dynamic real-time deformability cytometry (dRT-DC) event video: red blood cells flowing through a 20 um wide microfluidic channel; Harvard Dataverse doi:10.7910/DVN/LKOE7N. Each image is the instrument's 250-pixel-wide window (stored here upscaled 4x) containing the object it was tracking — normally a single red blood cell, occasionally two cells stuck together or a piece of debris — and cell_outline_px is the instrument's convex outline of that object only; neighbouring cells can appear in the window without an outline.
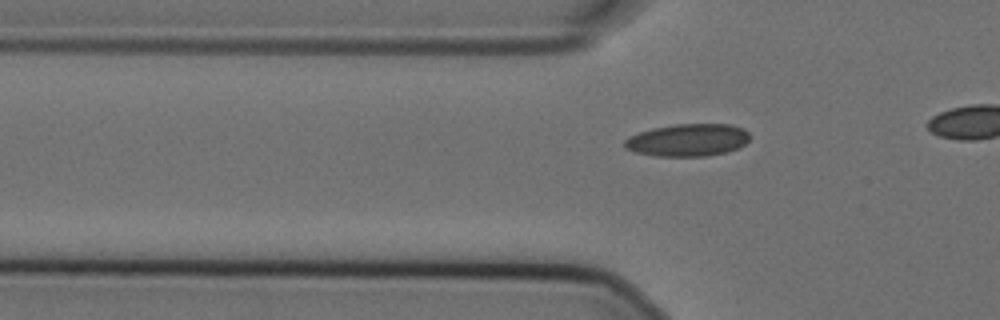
{"species": "Egyptian fruit bat (a non-hibernating species)", "species_latin": "Rousettus aegyptiacus", "temperature_condition": "cold", "stored_images_in_passage": 11, "camera_frame_rate_fps": 3000, "um_per_image_px": 0.085, "animal": {"sex": "female"}, "frame": {"image": 1, "passage_image": 4, "time_ms": 1.0, "image_size_px": [1000, 320], "cell_outline_px": [[748, 140], [744, 144], [736, 148], [724, 152], [708, 156], [656, 156], [636, 152], [624, 148], [624, 140], [628, 136], [652, 128], [676, 124], [732, 124], [744, 128], [748, 132]], "centroid_in_image_um": [58.44, 11.9], "position_along_channel_um": 67.4, "area_um2": 23.64}}
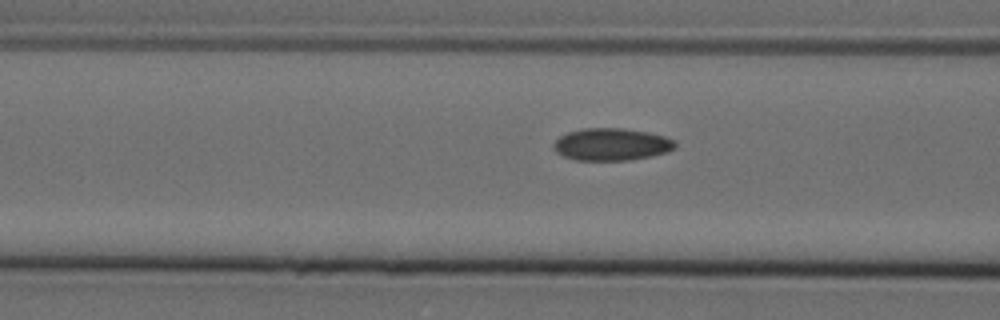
{"frame": {"image": 2, "passage_image": 8, "time_ms": 2.333, "image_size_px": [1000, 320], "cell_outline_px": [[676, 148], [668, 152], [652, 156], [628, 160], [576, 160], [564, 156], [556, 152], [552, 148], [552, 144], [560, 136], [568, 132], [584, 128], [624, 128], [648, 132], [664, 136], [676, 140]], "centroid_in_image_um": [52.0, 12.27], "position_along_channel_um": 114.6, "area_um2": 23.06}}